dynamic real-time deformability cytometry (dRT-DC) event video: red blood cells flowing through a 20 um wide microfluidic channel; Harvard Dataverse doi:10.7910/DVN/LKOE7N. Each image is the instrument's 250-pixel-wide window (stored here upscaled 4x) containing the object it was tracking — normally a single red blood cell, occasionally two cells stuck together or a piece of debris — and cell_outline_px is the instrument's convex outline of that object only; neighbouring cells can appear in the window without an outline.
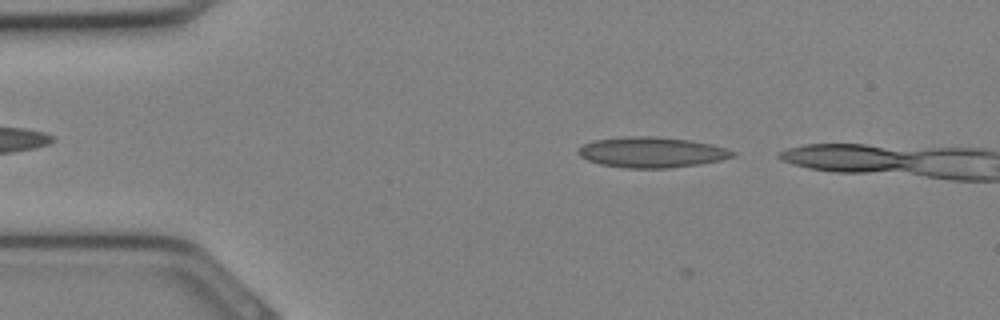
{"species": "Egyptian fruit bat (a non-hibernating species)", "species_latin": "Rousettus aegyptiacus", "temperature_condition": "cold", "stored_images_in_passage": 6, "camera_frame_rate_fps": 3000, "um_per_image_px": 0.085, "animal": {"sex": "female"}, "frame": {"image": 1, "passage_image": 2, "time_ms": 0.333, "image_size_px": [1000, 320], "cell_outline_px": [[736, 156], [720, 160], [700, 164], [668, 168], [628, 168], [600, 164], [588, 160], [580, 156], [576, 152], [576, 148], [592, 140], [624, 136], [656, 136], [688, 140], [712, 144], [736, 152]], "centroid_in_image_um": [55.36, 12.94], "position_along_channel_um": 29.6, "area_um2": 27.63}}